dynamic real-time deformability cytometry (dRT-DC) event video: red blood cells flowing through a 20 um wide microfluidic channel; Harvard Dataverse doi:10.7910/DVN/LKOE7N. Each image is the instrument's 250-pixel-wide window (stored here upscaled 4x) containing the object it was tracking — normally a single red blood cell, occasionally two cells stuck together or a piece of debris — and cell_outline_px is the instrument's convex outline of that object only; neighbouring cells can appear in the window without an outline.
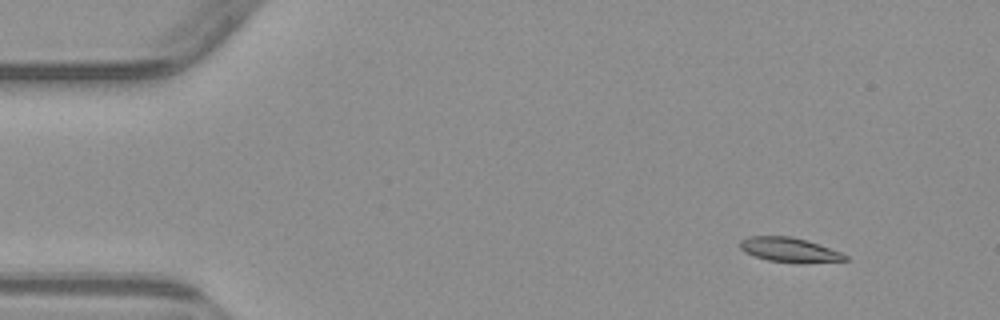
{"species": "common noctule bat (a hibernating species)", "species_latin": "Nyctalus noctula", "temperature_condition": "warm", "stored_images_in_passage": 4, "camera_frame_rate_fps": 3000, "um_per_image_px": 0.085, "animal": {"sex": "male", "body_mass_g": 23.1, "forearm_length_mm": 52.7}, "frame": {"image": 1, "passage_image": 2, "time_ms": 1.333, "image_size_px": [1000, 320], "cell_outline_px": [[848, 260], [768, 260], [744, 252], [740, 248], [740, 240], [748, 236], [792, 236], [808, 240], [840, 252], [848, 256]], "centroid_in_image_um": [67.0, 21.16], "position_along_channel_um": 18.0, "area_um2": 14.05}}
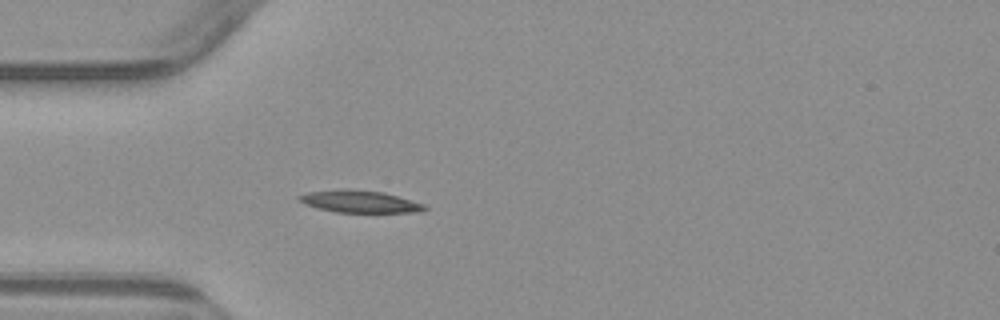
{"frame": {"image": 2, "passage_image": 4, "time_ms": 4.667, "image_size_px": [1000, 320], "cell_outline_px": [[428, 208], [424, 212], [336, 212], [304, 204], [296, 200], [296, 196], [308, 192], [344, 188], [348, 188], [384, 192], [424, 204]], "centroid_in_image_um": [30.55, 17.12], "position_along_channel_um": 54.4, "area_um2": 16.36}}